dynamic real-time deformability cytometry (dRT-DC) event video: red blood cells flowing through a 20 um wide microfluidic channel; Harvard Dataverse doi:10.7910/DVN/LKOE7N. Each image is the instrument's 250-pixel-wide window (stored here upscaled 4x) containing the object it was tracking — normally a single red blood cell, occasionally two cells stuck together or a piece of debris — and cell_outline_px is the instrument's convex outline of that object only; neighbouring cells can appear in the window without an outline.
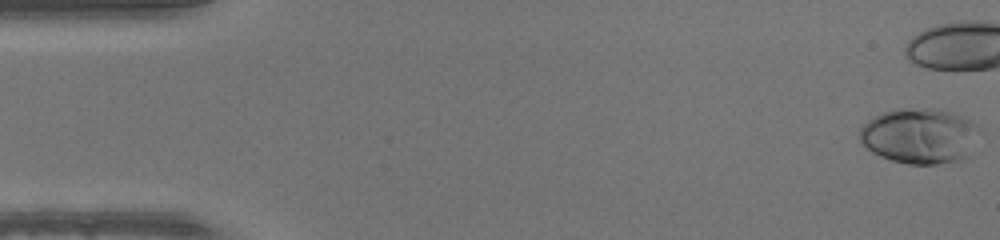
{"species": "human", "species_latin": "Homo sapiens", "temperature_condition": "warm", "stored_images_in_passage": 38, "camera_frame_rate_fps": 3000, "um_per_image_px": 0.085, "donor": {"sex": "male"}, "frame": {"image": 1, "passage_image": 1, "time_ms": 0.0, "image_size_px": [1000, 240], "cell_outline_px": [[976, 124], [964, 160], [936, 164], [908, 164], [892, 160], [880, 156], [872, 152], [860, 144], [860, 128], [868, 120], [884, 112], [896, 108], [932, 108], [952, 112], [972, 120]], "centroid_in_image_um": [78.06, 11.54], "position_along_channel_um": 6.9, "area_um2": 38.03}}